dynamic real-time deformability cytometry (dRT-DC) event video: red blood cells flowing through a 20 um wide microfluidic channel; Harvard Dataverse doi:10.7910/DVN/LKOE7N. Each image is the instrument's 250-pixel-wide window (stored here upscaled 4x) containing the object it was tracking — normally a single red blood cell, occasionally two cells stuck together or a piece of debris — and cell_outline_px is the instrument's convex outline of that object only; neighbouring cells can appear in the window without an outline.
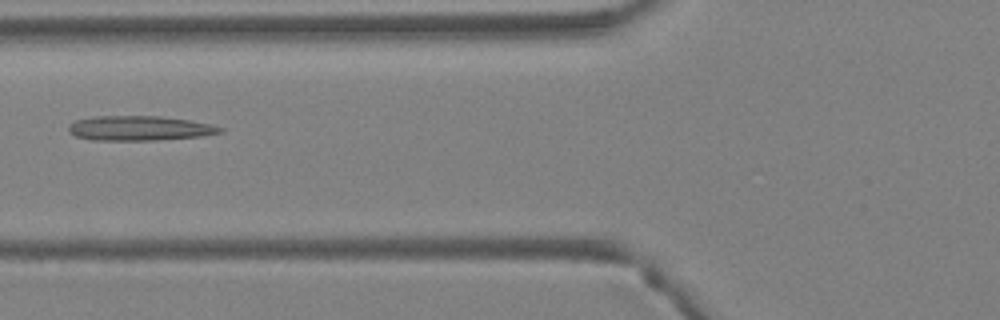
{"species": "Egyptian fruit bat (a non-hibernating species)", "species_latin": "Rousettus aegyptiacus", "temperature_condition": "warm", "stored_images_in_passage": 2, "camera_frame_rate_fps": 3000, "um_per_image_px": 0.085, "animal": {"sex": "female"}, "frame": {"image": 1, "passage_image": 2, "time_ms": 0.333, "image_size_px": [1000, 320], "cell_outline_px": [[224, 128], [220, 132], [200, 136], [156, 140], [92, 140], [76, 136], [68, 132], [68, 124], [76, 120], [96, 116], [160, 116], [188, 120], [212, 124]], "centroid_in_image_um": [11.82, 10.89], "position_along_channel_um": 114.0, "area_um2": 21.73}}